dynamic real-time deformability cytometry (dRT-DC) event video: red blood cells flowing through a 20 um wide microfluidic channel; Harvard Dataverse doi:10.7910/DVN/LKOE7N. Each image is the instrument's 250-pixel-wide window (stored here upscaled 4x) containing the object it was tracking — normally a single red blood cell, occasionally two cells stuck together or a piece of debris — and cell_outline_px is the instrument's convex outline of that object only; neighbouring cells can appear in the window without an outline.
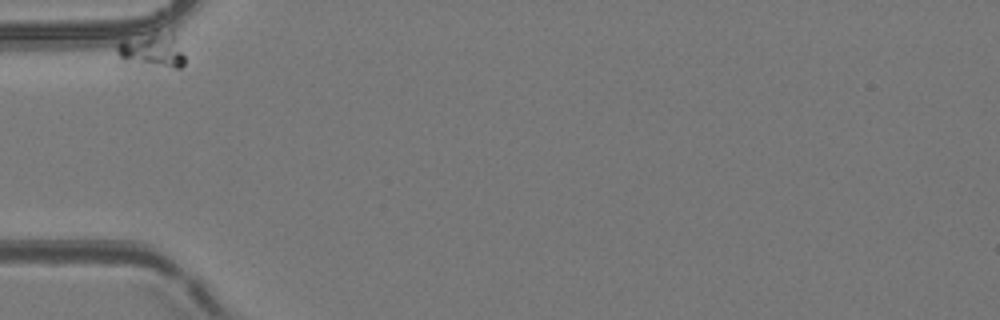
{"species": "common noctule bat (a hibernating species)", "species_latin": "Nyctalus noctula", "temperature_condition": "room temperature", "stored_images_in_passage": 39, "camera_frame_rate_fps": 3000, "um_per_image_px": 0.085, "animal": {"sex": "female", "body_mass_g": 24.6, "forearm_length_mm": 56.2}, "frame": {"image": 1, "passage_image": 1, "time_ms": 0.0, "image_size_px": [1000, 320], "cell_outline_px": [[184, 64], [180, 68], [176, 68], [124, 60], [116, 52], [116, 44], [120, 40], [156, 32], [172, 32], [184, 56]], "centroid_in_image_um": [12.94, 4.24], "position_along_channel_um": 72.1, "area_um2": 13.06}}
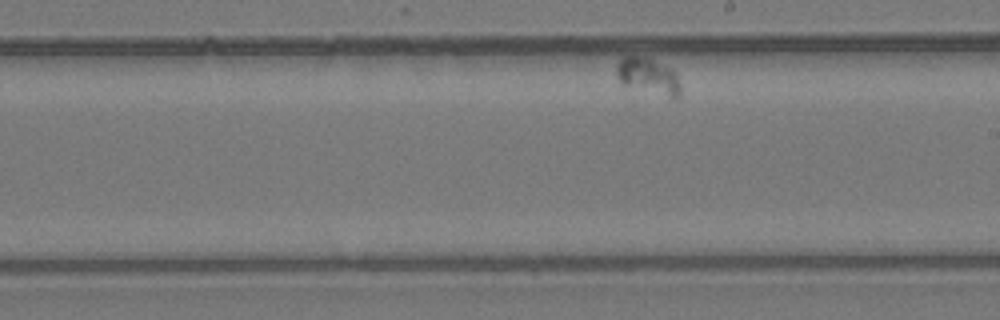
{"frame": {"image": 2, "passage_image": 23, "time_ms": 7.333, "image_size_px": [1000, 320], "cell_outline_px": [[680, 96], [676, 100], [672, 100], [624, 84], [620, 80], [616, 72], [616, 64], [620, 56], [648, 56], [676, 72], [680, 84]], "centroid_in_image_um": [55.14, 6.48], "position_along_channel_um": 233.9, "area_um2": 13.93}}
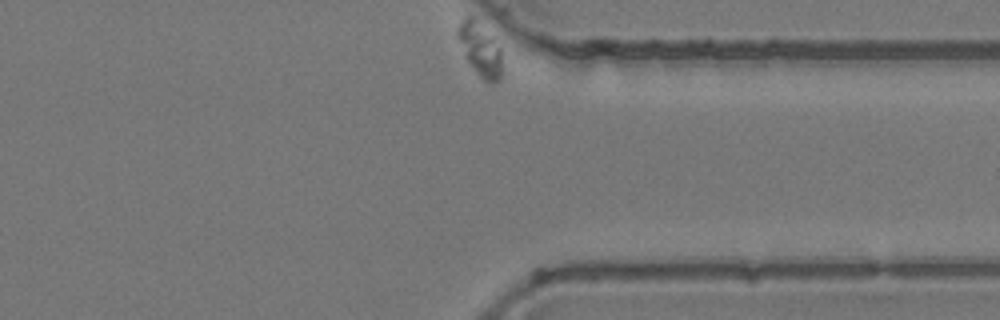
{"frame": {"image": 3, "passage_image": 39, "time_ms": 12.667, "image_size_px": [1000, 320], "cell_outline_px": [[500, 80], [492, 84], [484, 80], [476, 72], [464, 56], [456, 32], [460, 20], [468, 12], [472, 16], [500, 48]], "centroid_in_image_um": [40.75, 4.18], "position_along_channel_um": 370.7, "area_um2": 13.41}}